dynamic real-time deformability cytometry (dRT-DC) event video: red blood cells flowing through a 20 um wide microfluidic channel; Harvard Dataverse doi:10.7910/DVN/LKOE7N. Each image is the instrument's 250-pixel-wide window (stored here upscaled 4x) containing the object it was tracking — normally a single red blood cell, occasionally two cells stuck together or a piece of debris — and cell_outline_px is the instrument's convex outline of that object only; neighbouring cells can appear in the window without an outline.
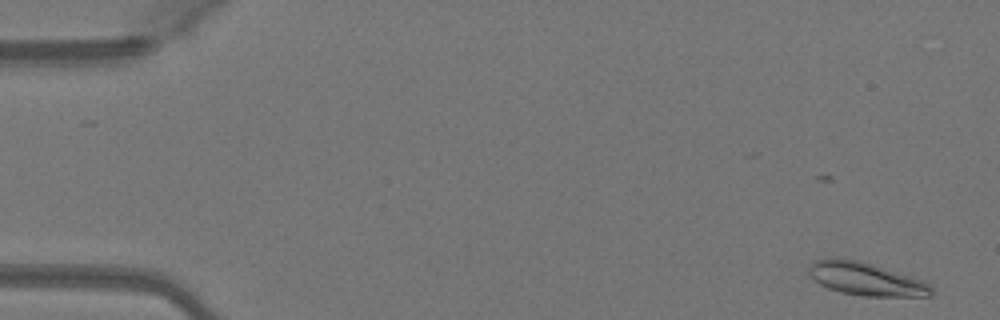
{"species": "Egyptian fruit bat (a non-hibernating species)", "species_latin": "Rousettus aegyptiacus", "temperature_condition": "warm", "stored_images_in_passage": 50, "camera_frame_rate_fps": 3000, "um_per_image_px": 0.085, "animal": {"sex": "female"}, "frame": {"image": 1, "passage_image": 2, "time_ms": 0.333, "image_size_px": [1000, 320], "cell_outline_px": [[932, 296], [860, 296], [840, 292], [828, 288], [820, 284], [808, 276], [808, 268], [812, 260], [832, 256], [856, 260], [912, 276], [924, 280], [932, 284]], "centroid_in_image_um": [73.56, 23.7], "position_along_channel_um": 11.4, "area_um2": 23.93}}
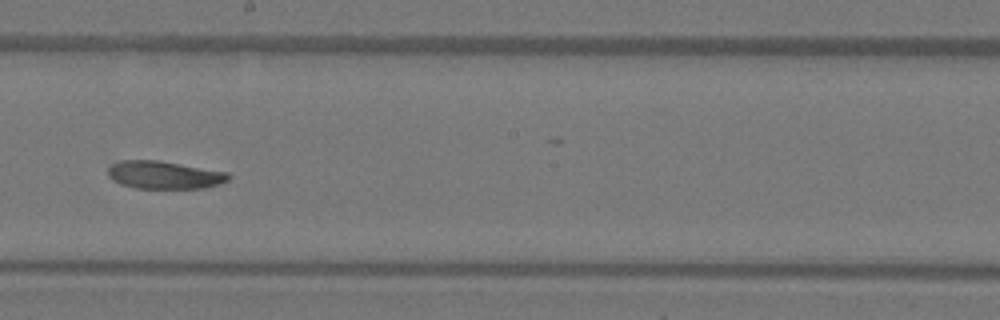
{"frame": {"image": 2, "passage_image": 28, "time_ms": 9.0, "image_size_px": [1000, 320], "cell_outline_px": [[232, 176], [228, 180], [220, 184], [204, 188], [136, 188], [120, 184], [112, 180], [108, 176], [108, 164], [120, 160], [160, 160], [228, 172]], "centroid_in_image_um": [13.94, 14.86], "position_along_channel_um": 234.3, "area_um2": 19.83}}
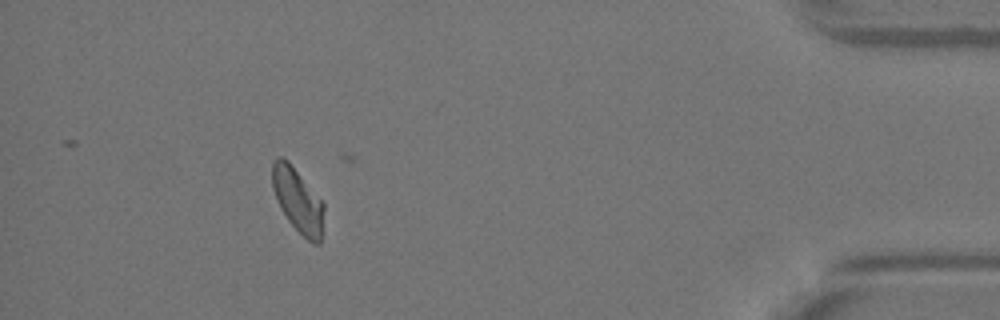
{"frame": {"image": 3, "passage_image": 45, "time_ms": 14.667, "image_size_px": [1000, 320], "cell_outline_px": [[324, 208], [320, 244], [312, 244], [288, 220], [280, 208], [276, 200], [272, 188], [272, 160], [276, 156], [280, 156], [288, 160], [324, 204]], "centroid_in_image_um": [25.28, 17.0], "position_along_channel_um": 409.9, "area_um2": 19.19}, "authors_computed_cell_mechanics": {"area_um2": 20.1144, "velocity_mm_per_s": 4.09, "shape_relaxation_time_tau1_ms": 5.3232, "shape_relaxation_time_tau2_ms": null, "deformation_change_tau1": 0.1428, "deformation_change_tau2": null}}